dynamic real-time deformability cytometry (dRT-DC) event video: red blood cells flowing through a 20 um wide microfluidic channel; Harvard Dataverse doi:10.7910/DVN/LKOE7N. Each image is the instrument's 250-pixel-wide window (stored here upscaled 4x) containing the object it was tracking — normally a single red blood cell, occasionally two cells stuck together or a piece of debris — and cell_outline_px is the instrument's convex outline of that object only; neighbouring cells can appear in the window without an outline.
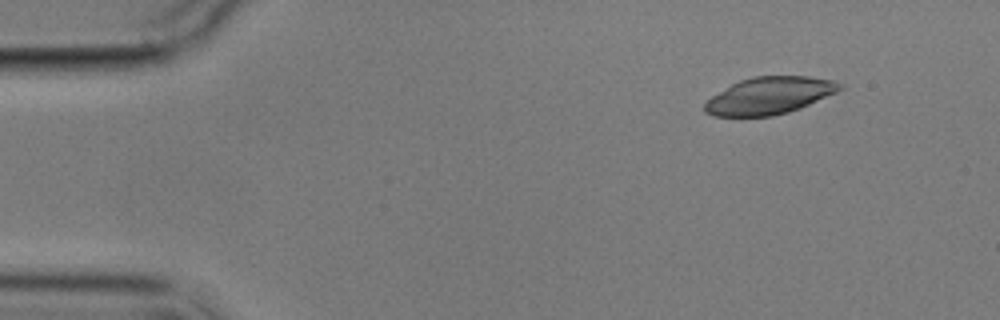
{"species": "common noctule bat (a hibernating species)", "species_latin": "Nyctalus noctula", "temperature_condition": "cold", "stored_images_in_passage": 4, "camera_frame_rate_fps": 3000, "um_per_image_px": 0.085, "animal": {"sex": "male", "body_mass_g": 17.9}, "frame": {"image": 1, "passage_image": 1, "time_ms": 0.0, "image_size_px": [1000, 320], "cell_outline_px": [[844, 88], [836, 92], [800, 108], [788, 112], [772, 116], [712, 116], [704, 112], [704, 104], [712, 96], [732, 84], [740, 80], [752, 76], [808, 76], [832, 80], [844, 84]], "centroid_in_image_um": [65.4, 8.12], "position_along_channel_um": 19.6, "area_um2": 29.13}}